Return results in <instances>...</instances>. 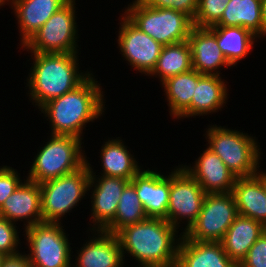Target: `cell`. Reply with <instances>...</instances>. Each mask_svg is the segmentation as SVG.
I'll use <instances>...</instances> for the list:
<instances>
[{"label":"cell","mask_w":266,"mask_h":267,"mask_svg":"<svg viewBox=\"0 0 266 267\" xmlns=\"http://www.w3.org/2000/svg\"><path fill=\"white\" fill-rule=\"evenodd\" d=\"M151 2L152 0H134L130 5L128 4V7H126L127 9L125 8L124 14L131 8L149 5Z\"/></svg>","instance_id":"obj_36"},{"label":"cell","mask_w":266,"mask_h":267,"mask_svg":"<svg viewBox=\"0 0 266 267\" xmlns=\"http://www.w3.org/2000/svg\"><path fill=\"white\" fill-rule=\"evenodd\" d=\"M50 137L30 165L27 179L38 184L73 173L86 164L83 139L53 134Z\"/></svg>","instance_id":"obj_5"},{"label":"cell","mask_w":266,"mask_h":267,"mask_svg":"<svg viewBox=\"0 0 266 267\" xmlns=\"http://www.w3.org/2000/svg\"><path fill=\"white\" fill-rule=\"evenodd\" d=\"M265 190H266V174H265Z\"/></svg>","instance_id":"obj_40"},{"label":"cell","mask_w":266,"mask_h":267,"mask_svg":"<svg viewBox=\"0 0 266 267\" xmlns=\"http://www.w3.org/2000/svg\"><path fill=\"white\" fill-rule=\"evenodd\" d=\"M208 146L236 178L258 174L261 149L255 137L237 130L211 125L206 129Z\"/></svg>","instance_id":"obj_4"},{"label":"cell","mask_w":266,"mask_h":267,"mask_svg":"<svg viewBox=\"0 0 266 267\" xmlns=\"http://www.w3.org/2000/svg\"><path fill=\"white\" fill-rule=\"evenodd\" d=\"M86 163L90 170L88 191L92 189L91 193L93 192L90 198L92 199L91 220L93 225L91 226L93 228L90 230H103L115 218L120 197L130 180L100 175L99 178L95 175L88 160Z\"/></svg>","instance_id":"obj_13"},{"label":"cell","mask_w":266,"mask_h":267,"mask_svg":"<svg viewBox=\"0 0 266 267\" xmlns=\"http://www.w3.org/2000/svg\"><path fill=\"white\" fill-rule=\"evenodd\" d=\"M232 194L238 215L252 218L266 226L265 172L236 178Z\"/></svg>","instance_id":"obj_19"},{"label":"cell","mask_w":266,"mask_h":267,"mask_svg":"<svg viewBox=\"0 0 266 267\" xmlns=\"http://www.w3.org/2000/svg\"><path fill=\"white\" fill-rule=\"evenodd\" d=\"M70 0H7L20 28L21 46L58 10Z\"/></svg>","instance_id":"obj_20"},{"label":"cell","mask_w":266,"mask_h":267,"mask_svg":"<svg viewBox=\"0 0 266 267\" xmlns=\"http://www.w3.org/2000/svg\"><path fill=\"white\" fill-rule=\"evenodd\" d=\"M203 75L192 69L168 78L162 83L170 115L178 118L190 105L198 80Z\"/></svg>","instance_id":"obj_27"},{"label":"cell","mask_w":266,"mask_h":267,"mask_svg":"<svg viewBox=\"0 0 266 267\" xmlns=\"http://www.w3.org/2000/svg\"><path fill=\"white\" fill-rule=\"evenodd\" d=\"M198 0H152L149 6L153 8H168L180 11L194 19L197 10Z\"/></svg>","instance_id":"obj_34"},{"label":"cell","mask_w":266,"mask_h":267,"mask_svg":"<svg viewBox=\"0 0 266 267\" xmlns=\"http://www.w3.org/2000/svg\"><path fill=\"white\" fill-rule=\"evenodd\" d=\"M41 189L38 183L24 179V182L6 199L0 207V216L13 222L24 221V230L42 222Z\"/></svg>","instance_id":"obj_16"},{"label":"cell","mask_w":266,"mask_h":267,"mask_svg":"<svg viewBox=\"0 0 266 267\" xmlns=\"http://www.w3.org/2000/svg\"><path fill=\"white\" fill-rule=\"evenodd\" d=\"M177 231L164 218L148 217L124 227L115 235L120 242L123 259L127 252L140 263L139 267H171L176 265L183 234L181 232L177 238Z\"/></svg>","instance_id":"obj_1"},{"label":"cell","mask_w":266,"mask_h":267,"mask_svg":"<svg viewBox=\"0 0 266 267\" xmlns=\"http://www.w3.org/2000/svg\"><path fill=\"white\" fill-rule=\"evenodd\" d=\"M130 182L148 217L165 218L170 197V173L167 176L152 171L140 170Z\"/></svg>","instance_id":"obj_14"},{"label":"cell","mask_w":266,"mask_h":267,"mask_svg":"<svg viewBox=\"0 0 266 267\" xmlns=\"http://www.w3.org/2000/svg\"><path fill=\"white\" fill-rule=\"evenodd\" d=\"M6 257V255L4 254V253H2V252H0V267H1V265H2V261H3V259Z\"/></svg>","instance_id":"obj_38"},{"label":"cell","mask_w":266,"mask_h":267,"mask_svg":"<svg viewBox=\"0 0 266 267\" xmlns=\"http://www.w3.org/2000/svg\"><path fill=\"white\" fill-rule=\"evenodd\" d=\"M208 29L216 36L221 52L233 67L250 53L258 38L250 30L239 26H211Z\"/></svg>","instance_id":"obj_25"},{"label":"cell","mask_w":266,"mask_h":267,"mask_svg":"<svg viewBox=\"0 0 266 267\" xmlns=\"http://www.w3.org/2000/svg\"><path fill=\"white\" fill-rule=\"evenodd\" d=\"M177 267H238L221 242H200L183 234L178 248Z\"/></svg>","instance_id":"obj_21"},{"label":"cell","mask_w":266,"mask_h":267,"mask_svg":"<svg viewBox=\"0 0 266 267\" xmlns=\"http://www.w3.org/2000/svg\"><path fill=\"white\" fill-rule=\"evenodd\" d=\"M261 15L264 26V37L266 36V0H261Z\"/></svg>","instance_id":"obj_37"},{"label":"cell","mask_w":266,"mask_h":267,"mask_svg":"<svg viewBox=\"0 0 266 267\" xmlns=\"http://www.w3.org/2000/svg\"><path fill=\"white\" fill-rule=\"evenodd\" d=\"M214 26H239L258 38L264 37L261 0H230L220 21Z\"/></svg>","instance_id":"obj_26"},{"label":"cell","mask_w":266,"mask_h":267,"mask_svg":"<svg viewBox=\"0 0 266 267\" xmlns=\"http://www.w3.org/2000/svg\"><path fill=\"white\" fill-rule=\"evenodd\" d=\"M181 166L200 184L206 194L232 192L236 177L209 147L200 154L194 166Z\"/></svg>","instance_id":"obj_15"},{"label":"cell","mask_w":266,"mask_h":267,"mask_svg":"<svg viewBox=\"0 0 266 267\" xmlns=\"http://www.w3.org/2000/svg\"><path fill=\"white\" fill-rule=\"evenodd\" d=\"M95 80L91 73L75 89L48 101L39 109L49 119L51 134L83 139L86 124L101 117L106 102L101 84Z\"/></svg>","instance_id":"obj_2"},{"label":"cell","mask_w":266,"mask_h":267,"mask_svg":"<svg viewBox=\"0 0 266 267\" xmlns=\"http://www.w3.org/2000/svg\"><path fill=\"white\" fill-rule=\"evenodd\" d=\"M19 175L16 169L10 166L0 167V207L22 183Z\"/></svg>","instance_id":"obj_32"},{"label":"cell","mask_w":266,"mask_h":267,"mask_svg":"<svg viewBox=\"0 0 266 267\" xmlns=\"http://www.w3.org/2000/svg\"><path fill=\"white\" fill-rule=\"evenodd\" d=\"M62 223L41 222L26 228L31 267H72V251Z\"/></svg>","instance_id":"obj_8"},{"label":"cell","mask_w":266,"mask_h":267,"mask_svg":"<svg viewBox=\"0 0 266 267\" xmlns=\"http://www.w3.org/2000/svg\"><path fill=\"white\" fill-rule=\"evenodd\" d=\"M238 216L232 192L206 194L196 221L183 235L200 242H221Z\"/></svg>","instance_id":"obj_10"},{"label":"cell","mask_w":266,"mask_h":267,"mask_svg":"<svg viewBox=\"0 0 266 267\" xmlns=\"http://www.w3.org/2000/svg\"><path fill=\"white\" fill-rule=\"evenodd\" d=\"M75 0L56 11L22 46L30 53H78Z\"/></svg>","instance_id":"obj_7"},{"label":"cell","mask_w":266,"mask_h":267,"mask_svg":"<svg viewBox=\"0 0 266 267\" xmlns=\"http://www.w3.org/2000/svg\"><path fill=\"white\" fill-rule=\"evenodd\" d=\"M191 48L187 40L162 47L160 56L150 76L159 77L163 83L170 77L192 70Z\"/></svg>","instance_id":"obj_28"},{"label":"cell","mask_w":266,"mask_h":267,"mask_svg":"<svg viewBox=\"0 0 266 267\" xmlns=\"http://www.w3.org/2000/svg\"><path fill=\"white\" fill-rule=\"evenodd\" d=\"M221 76L203 75L197 83L191 105L177 118L205 116L221 110L227 103V86Z\"/></svg>","instance_id":"obj_22"},{"label":"cell","mask_w":266,"mask_h":267,"mask_svg":"<svg viewBox=\"0 0 266 267\" xmlns=\"http://www.w3.org/2000/svg\"><path fill=\"white\" fill-rule=\"evenodd\" d=\"M125 15L163 46L187 40L194 27L188 15L168 8L138 6L129 9Z\"/></svg>","instance_id":"obj_9"},{"label":"cell","mask_w":266,"mask_h":267,"mask_svg":"<svg viewBox=\"0 0 266 267\" xmlns=\"http://www.w3.org/2000/svg\"><path fill=\"white\" fill-rule=\"evenodd\" d=\"M1 267H31L27 254L17 253L6 255L2 261Z\"/></svg>","instance_id":"obj_35"},{"label":"cell","mask_w":266,"mask_h":267,"mask_svg":"<svg viewBox=\"0 0 266 267\" xmlns=\"http://www.w3.org/2000/svg\"><path fill=\"white\" fill-rule=\"evenodd\" d=\"M205 196L200 184L181 165L175 167L170 172L168 213L164 219L177 229L180 221L186 220L184 233L198 218Z\"/></svg>","instance_id":"obj_11"},{"label":"cell","mask_w":266,"mask_h":267,"mask_svg":"<svg viewBox=\"0 0 266 267\" xmlns=\"http://www.w3.org/2000/svg\"><path fill=\"white\" fill-rule=\"evenodd\" d=\"M7 3V0H0V6L2 7L3 5H5Z\"/></svg>","instance_id":"obj_39"},{"label":"cell","mask_w":266,"mask_h":267,"mask_svg":"<svg viewBox=\"0 0 266 267\" xmlns=\"http://www.w3.org/2000/svg\"><path fill=\"white\" fill-rule=\"evenodd\" d=\"M89 181L90 170L86 163L73 173L40 183L42 222L60 223L61 218L86 196Z\"/></svg>","instance_id":"obj_6"},{"label":"cell","mask_w":266,"mask_h":267,"mask_svg":"<svg viewBox=\"0 0 266 267\" xmlns=\"http://www.w3.org/2000/svg\"><path fill=\"white\" fill-rule=\"evenodd\" d=\"M17 226L13 222L0 216V252L5 255H14L19 252L20 244Z\"/></svg>","instance_id":"obj_31"},{"label":"cell","mask_w":266,"mask_h":267,"mask_svg":"<svg viewBox=\"0 0 266 267\" xmlns=\"http://www.w3.org/2000/svg\"><path fill=\"white\" fill-rule=\"evenodd\" d=\"M147 218L148 216L137 196L135 187L129 182L120 197L115 218L103 230L111 234H116L124 227L144 221Z\"/></svg>","instance_id":"obj_29"},{"label":"cell","mask_w":266,"mask_h":267,"mask_svg":"<svg viewBox=\"0 0 266 267\" xmlns=\"http://www.w3.org/2000/svg\"><path fill=\"white\" fill-rule=\"evenodd\" d=\"M111 139L101 147L102 176L119 177L131 180L141 169L134 155L128 151L123 140ZM134 157V158H133Z\"/></svg>","instance_id":"obj_24"},{"label":"cell","mask_w":266,"mask_h":267,"mask_svg":"<svg viewBox=\"0 0 266 267\" xmlns=\"http://www.w3.org/2000/svg\"><path fill=\"white\" fill-rule=\"evenodd\" d=\"M27 77L29 100L40 109L48 101L75 89L91 73L79 71L77 53H32ZM34 55V56H33Z\"/></svg>","instance_id":"obj_3"},{"label":"cell","mask_w":266,"mask_h":267,"mask_svg":"<svg viewBox=\"0 0 266 267\" xmlns=\"http://www.w3.org/2000/svg\"><path fill=\"white\" fill-rule=\"evenodd\" d=\"M121 15L117 43L122 56L134 70L149 76L163 45L142 32L124 13Z\"/></svg>","instance_id":"obj_12"},{"label":"cell","mask_w":266,"mask_h":267,"mask_svg":"<svg viewBox=\"0 0 266 267\" xmlns=\"http://www.w3.org/2000/svg\"><path fill=\"white\" fill-rule=\"evenodd\" d=\"M192 67L202 75L220 76L219 68L232 67L217 44L216 36L208 28L193 27L187 39Z\"/></svg>","instance_id":"obj_18"},{"label":"cell","mask_w":266,"mask_h":267,"mask_svg":"<svg viewBox=\"0 0 266 267\" xmlns=\"http://www.w3.org/2000/svg\"><path fill=\"white\" fill-rule=\"evenodd\" d=\"M265 231V226L252 218L238 215L221 240L226 254L239 265L250 247Z\"/></svg>","instance_id":"obj_23"},{"label":"cell","mask_w":266,"mask_h":267,"mask_svg":"<svg viewBox=\"0 0 266 267\" xmlns=\"http://www.w3.org/2000/svg\"><path fill=\"white\" fill-rule=\"evenodd\" d=\"M238 267H266V231L250 247Z\"/></svg>","instance_id":"obj_33"},{"label":"cell","mask_w":266,"mask_h":267,"mask_svg":"<svg viewBox=\"0 0 266 267\" xmlns=\"http://www.w3.org/2000/svg\"><path fill=\"white\" fill-rule=\"evenodd\" d=\"M90 231L95 235L83 244L72 267H123L125 262L117 236L104 230Z\"/></svg>","instance_id":"obj_17"},{"label":"cell","mask_w":266,"mask_h":267,"mask_svg":"<svg viewBox=\"0 0 266 267\" xmlns=\"http://www.w3.org/2000/svg\"><path fill=\"white\" fill-rule=\"evenodd\" d=\"M230 0H198L193 25L208 28L216 25Z\"/></svg>","instance_id":"obj_30"}]
</instances>
